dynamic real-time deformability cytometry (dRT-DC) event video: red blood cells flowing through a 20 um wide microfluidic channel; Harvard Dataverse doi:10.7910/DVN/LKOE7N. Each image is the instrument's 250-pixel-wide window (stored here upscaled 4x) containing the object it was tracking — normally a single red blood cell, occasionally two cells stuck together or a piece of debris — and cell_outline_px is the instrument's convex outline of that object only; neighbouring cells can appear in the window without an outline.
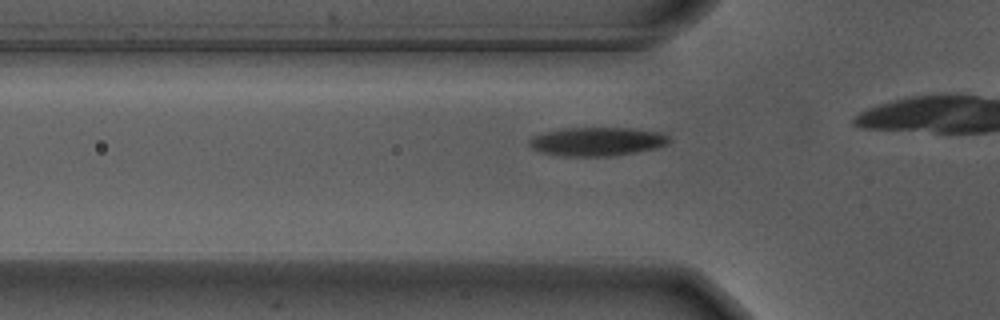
{"species": "Egyptian fruit bat (a non-hibernating species)", "species_latin": "Rousettus aegyptiacus", "temperature_condition": "warm", "stored_images_in_passage": 10, "camera_frame_rate_fps": 3000, "um_per_image_px": 0.085, "animal": {"sex": "male"}, "frame": {"image": 1, "passage_image": 4, "time_ms": 1.0, "image_size_px": [1000, 320], "cell_outline_px": [[672, 140], [668, 144], [652, 148], [632, 152], [604, 156], [564, 156], [540, 152], [532, 148], [528, 144], [528, 140], [532, 136], [544, 132], [560, 128], [632, 128], [660, 132], [668, 136]], "centroid_in_image_um": [50.7, 12.01], "position_along_channel_um": 75.1, "area_um2": 23.24}}